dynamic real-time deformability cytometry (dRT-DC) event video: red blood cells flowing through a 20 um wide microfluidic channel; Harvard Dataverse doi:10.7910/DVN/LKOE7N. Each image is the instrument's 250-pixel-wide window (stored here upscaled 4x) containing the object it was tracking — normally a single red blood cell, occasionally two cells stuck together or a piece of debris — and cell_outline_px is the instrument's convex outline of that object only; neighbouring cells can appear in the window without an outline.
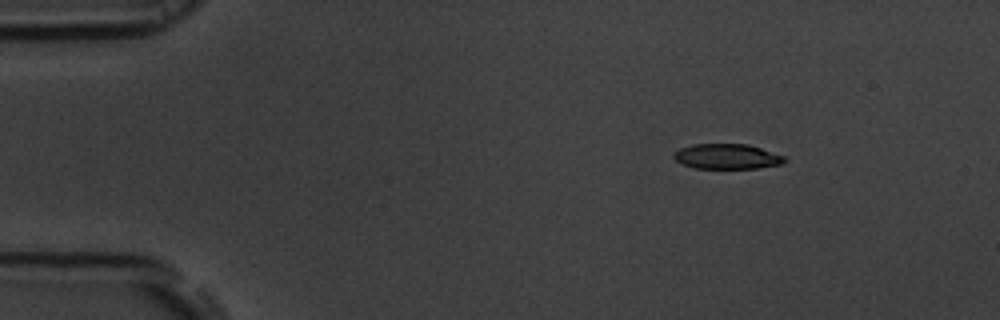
{"species": "common noctule bat (a hibernating species)", "species_latin": "Nyctalus noctula", "temperature_condition": "room temperature", "stored_images_in_passage": 48, "camera_frame_rate_fps": 3000, "um_per_image_px": 0.085, "animal": {"sex": "male", "body_mass_g": 19.5, "forearm_length_mm": 54.6}, "frame": {"image": 1, "passage_image": 1, "time_ms": 0.0, "image_size_px": [1000, 320], "cell_outline_px": [[788, 160], [784, 164], [756, 168], [696, 168], [680, 164], [672, 156], [680, 148], [692, 144], [748, 144], [784, 156]], "centroid_in_image_um": [61.8, 13.3], "position_along_channel_um": 23.2, "area_um2": 16.24}}
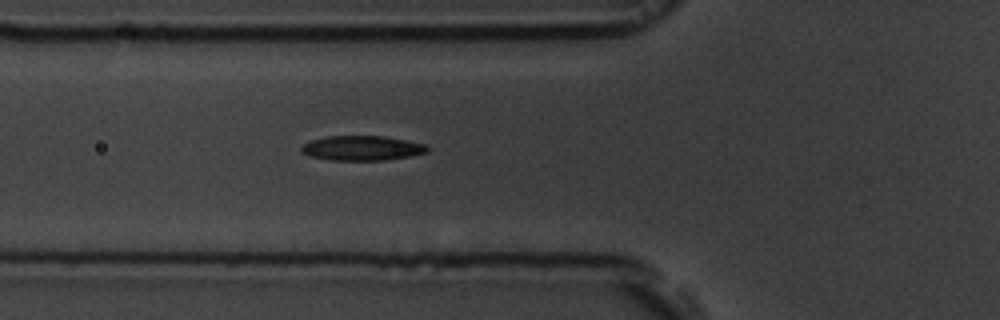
{"frame": {"image": 2, "passage_image": 13, "time_ms": 4.0, "image_size_px": [1000, 320], "cell_outline_px": [[428, 152], [408, 156], [384, 160], [332, 160], [308, 156], [300, 152], [300, 148], [308, 140], [328, 136], [384, 136], [424, 144], [428, 148]], "centroid_in_image_um": [30.69, 12.59], "position_along_channel_um": 95.1, "area_um2": 18.09}}
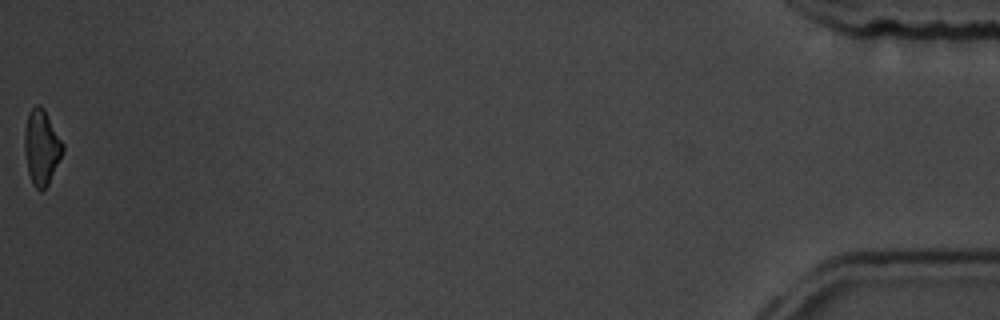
{"frame": {"image": 3, "passage_image": 48, "time_ms": 15.667, "image_size_px": [1000, 320], "cell_outline_px": [[64, 152], [48, 184], [40, 192], [32, 184], [28, 172], [24, 148], [24, 132], [28, 112], [36, 104], [40, 104], [44, 108], [64, 144]], "centroid_in_image_um": [3.53, 12.5], "position_along_channel_um": 431.7, "area_um2": 16.88}, "authors_computed_cell_mechanics": {"area_um2": 17.7157, "velocity_mm_per_s": 3.7468, "shape_relaxation_time_tau1_ms": 2.557, "shape_relaxation_time_tau2_ms": 6.8787, "deformation_change_tau1": 0.0971, "deformation_change_tau2": 0.1606}}